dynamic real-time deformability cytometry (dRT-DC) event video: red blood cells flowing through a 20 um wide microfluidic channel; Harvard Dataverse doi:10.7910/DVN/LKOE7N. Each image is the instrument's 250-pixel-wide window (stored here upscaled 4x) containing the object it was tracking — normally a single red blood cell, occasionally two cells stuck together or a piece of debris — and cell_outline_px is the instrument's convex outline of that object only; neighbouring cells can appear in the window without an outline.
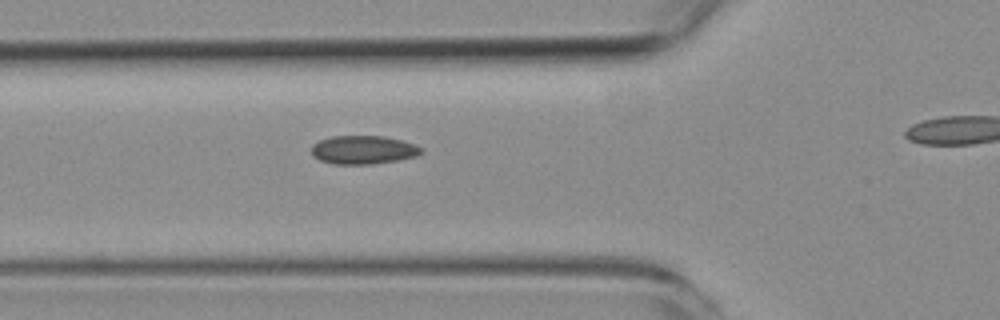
{"species": "common noctule bat (a hibernating species)", "species_latin": "Nyctalus noctula", "temperature_condition": "room temperature", "stored_images_in_passage": 3, "segment_of_instrument_passage": [1, 2], "camera_frame_rate_fps": 3000, "um_per_image_px": 0.085, "animal": {"sex": "female", "body_mass_g": 19.3, "forearm_length_mm": 54.1}, "frame": {"image": 1, "passage_image": 2, "time_ms": 2.0, "image_size_px": [1000, 320], "cell_outline_px": [[420, 152], [416, 156], [400, 160], [372, 164], [332, 164], [320, 160], [312, 156], [312, 144], [320, 140], [332, 136], [384, 136], [400, 140], [412, 144], [420, 148]], "centroid_in_image_um": [30.82, 12.74], "position_along_channel_um": 95.0, "area_um2": 18.09}}